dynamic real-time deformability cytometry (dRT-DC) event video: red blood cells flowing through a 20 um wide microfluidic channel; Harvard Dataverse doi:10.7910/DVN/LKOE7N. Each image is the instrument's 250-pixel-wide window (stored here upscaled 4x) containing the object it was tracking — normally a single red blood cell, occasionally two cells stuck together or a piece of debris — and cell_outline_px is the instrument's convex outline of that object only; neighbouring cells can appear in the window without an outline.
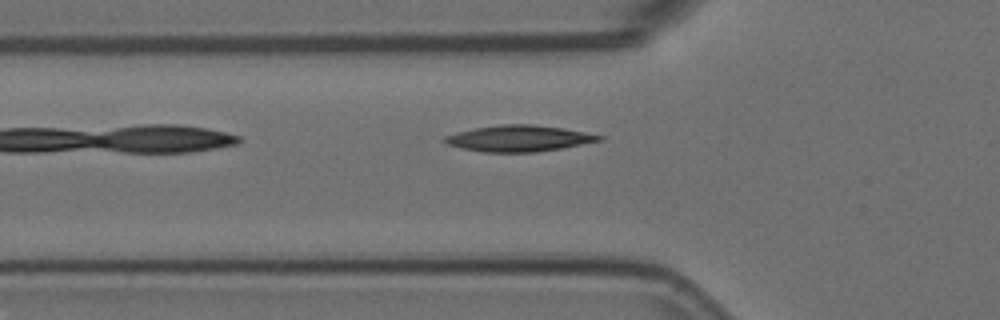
{"species": "Egyptian fruit bat (a non-hibernating species)", "species_latin": "Rousettus aegyptiacus", "temperature_condition": "room temperature", "stored_images_in_passage": 5, "camera_frame_rate_fps": 3000, "um_per_image_px": 0.085, "animal": {"sex": "female"}, "frame": {"image": 1, "passage_image": 5, "time_ms": 1.333, "image_size_px": [1000, 320], "cell_outline_px": [[604, 140], [560, 148], [536, 152], [484, 152], [460, 148], [448, 144], [444, 140], [444, 136], [476, 128], [500, 124], [532, 124], [560, 128], [584, 132], [604, 136]], "centroid_in_image_um": [44.12, 11.77], "position_along_channel_um": 81.7, "area_um2": 23.24}}